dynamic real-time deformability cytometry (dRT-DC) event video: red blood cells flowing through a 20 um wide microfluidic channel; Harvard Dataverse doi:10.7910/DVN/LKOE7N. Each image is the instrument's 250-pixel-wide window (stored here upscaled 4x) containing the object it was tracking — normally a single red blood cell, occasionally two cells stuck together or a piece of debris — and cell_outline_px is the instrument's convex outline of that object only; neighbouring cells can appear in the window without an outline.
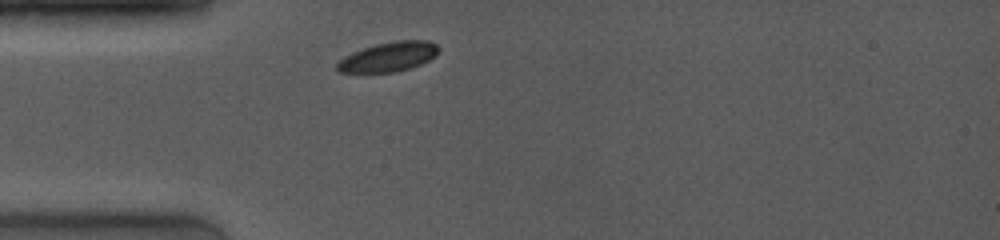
{"species": "common noctule bat (a hibernating species)", "species_latin": "Nyctalus noctula", "temperature_condition": "room temperature", "stored_images_in_passage": 1, "camera_frame_rate_fps": 4000, "um_per_image_px": 0.085, "animal": {"sex": "female", "body_mass_g": 19.0, "forearm_length_mm": 53.3}, "frame": {"image": 1, "passage_image": 1, "time_ms": 0.0, "image_size_px": [1000, 240], "cell_outline_px": [[440, 52], [436, 56], [420, 64], [396, 72], [336, 72], [336, 64], [344, 56], [352, 52], [376, 44], [396, 40], [428, 40], [436, 44], [440, 48]], "centroid_in_image_um": [33.04, 4.82], "position_along_channel_um": 52.0, "area_um2": 17.51}}